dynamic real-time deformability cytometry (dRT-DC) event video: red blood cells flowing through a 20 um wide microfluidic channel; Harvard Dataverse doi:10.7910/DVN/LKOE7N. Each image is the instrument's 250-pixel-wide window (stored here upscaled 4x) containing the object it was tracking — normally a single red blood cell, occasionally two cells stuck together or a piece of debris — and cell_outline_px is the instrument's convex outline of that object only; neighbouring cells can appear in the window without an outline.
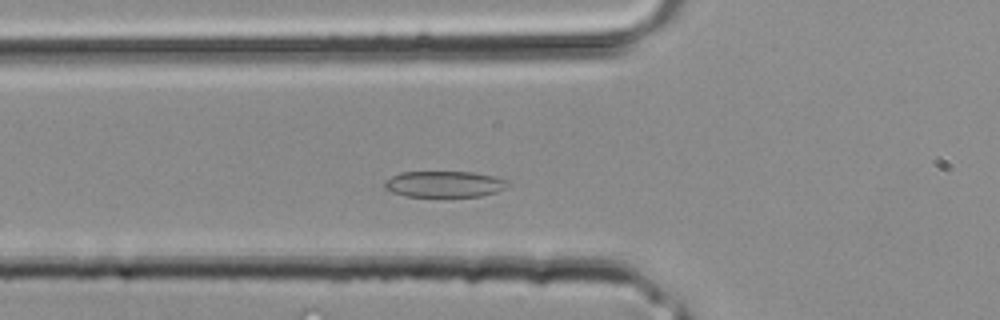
{"species": "common noctule bat (a hibernating species)", "species_latin": "Nyctalus noctula", "temperature_condition": "room temperature", "stored_images_in_passage": 26, "camera_frame_rate_fps": 3000, "um_per_image_px": 0.085, "animal": {"sex": "male", "body_mass_g": 20.4}, "frame": {"image": 1, "passage_image": 7, "time_ms": 2.0, "image_size_px": [1000, 320], "cell_outline_px": [[508, 184], [504, 188], [496, 192], [480, 196], [404, 196], [392, 192], [384, 188], [384, 180], [400, 172], [472, 172], [496, 176], [508, 180]], "centroid_in_image_um": [37.75, 15.64], "position_along_channel_um": 88.1, "area_um2": 18.79}}
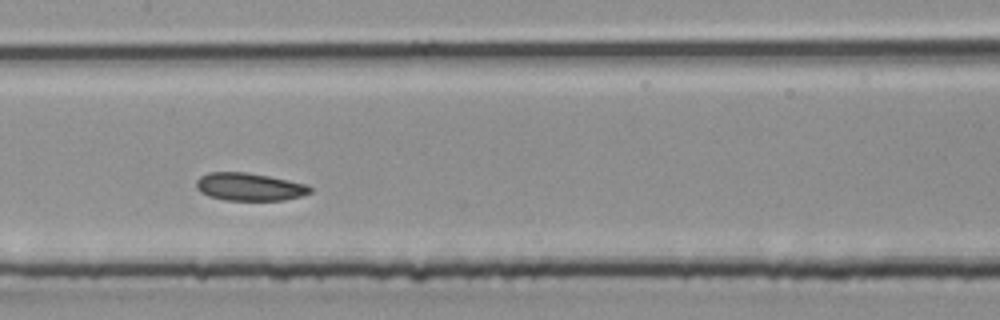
{"frame": {"image": 2, "passage_image": 12, "time_ms": 3.667, "image_size_px": [1000, 320], "cell_outline_px": [[312, 192], [300, 196], [284, 200], [224, 200], [208, 196], [200, 192], [196, 188], [196, 180], [200, 176], [208, 172], [244, 172], [268, 176], [308, 184], [312, 188]], "centroid_in_image_um": [21.18, 15.88], "position_along_channel_um": 186.2, "area_um2": 18.5}}
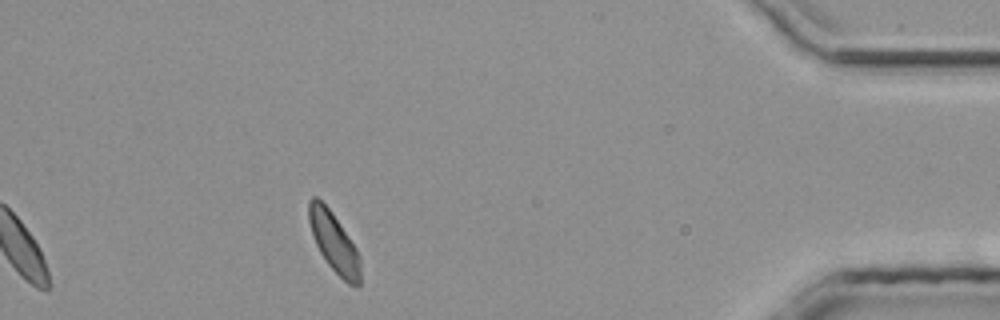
{"frame": {"image": 3, "passage_image": 26, "time_ms": 8.333, "image_size_px": [1000, 320], "cell_outline_px": [[360, 284], [348, 284], [328, 264], [320, 252], [316, 244], [308, 220], [308, 200], [312, 196], [316, 196], [332, 212], [356, 248], [360, 256]], "centroid_in_image_um": [28.37, 20.56], "position_along_channel_um": 406.8, "area_um2": 17.57}}